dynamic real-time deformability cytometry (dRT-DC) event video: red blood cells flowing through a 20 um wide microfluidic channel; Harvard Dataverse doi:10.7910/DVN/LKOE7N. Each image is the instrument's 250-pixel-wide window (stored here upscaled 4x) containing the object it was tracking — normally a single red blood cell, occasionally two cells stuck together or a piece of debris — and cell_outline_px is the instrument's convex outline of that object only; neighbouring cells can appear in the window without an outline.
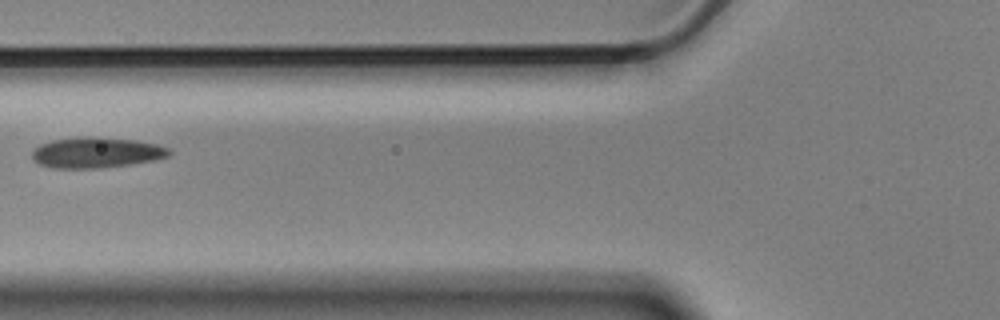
{"species": "Egyptian fruit bat (a non-hibernating species)", "species_latin": "Rousettus aegyptiacus", "temperature_condition": "cold", "stored_images_in_passage": 7, "camera_frame_rate_fps": 3000, "um_per_image_px": 0.085, "animal": {"sex": "male"}, "frame": {"image": 1, "passage_image": 6, "time_ms": 1.667, "image_size_px": [1000, 320], "cell_outline_px": [[172, 152], [168, 156], [156, 160], [100, 168], [52, 168], [40, 164], [32, 160], [32, 152], [40, 144], [52, 140], [80, 136], [100, 136], [136, 140], [156, 144], [172, 148]], "centroid_in_image_um": [8.21, 12.95], "position_along_channel_um": 117.6, "area_um2": 24.8}}
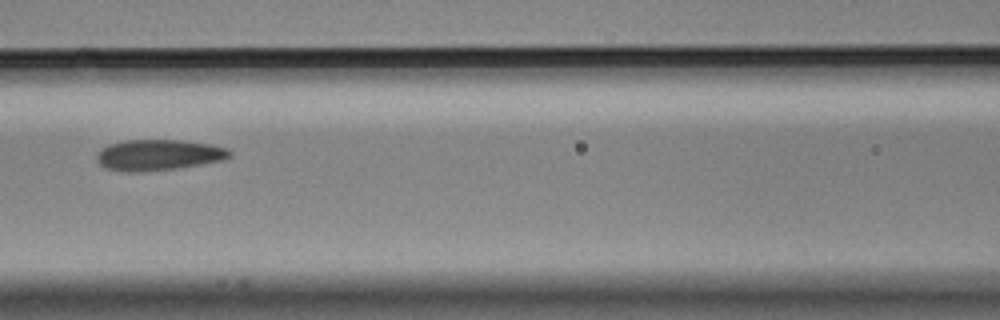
{"frame": {"image": 2, "passage_image": 7, "time_ms": 2.0, "image_size_px": [1000, 320], "cell_outline_px": [[232, 156], [224, 160], [176, 168], [144, 172], [124, 172], [108, 168], [100, 164], [96, 156], [108, 144], [124, 140], [180, 140], [212, 144], [228, 148], [232, 152]], "centroid_in_image_um": [13.52, 13.17], "position_along_channel_um": 153.1, "area_um2": 23.93}}